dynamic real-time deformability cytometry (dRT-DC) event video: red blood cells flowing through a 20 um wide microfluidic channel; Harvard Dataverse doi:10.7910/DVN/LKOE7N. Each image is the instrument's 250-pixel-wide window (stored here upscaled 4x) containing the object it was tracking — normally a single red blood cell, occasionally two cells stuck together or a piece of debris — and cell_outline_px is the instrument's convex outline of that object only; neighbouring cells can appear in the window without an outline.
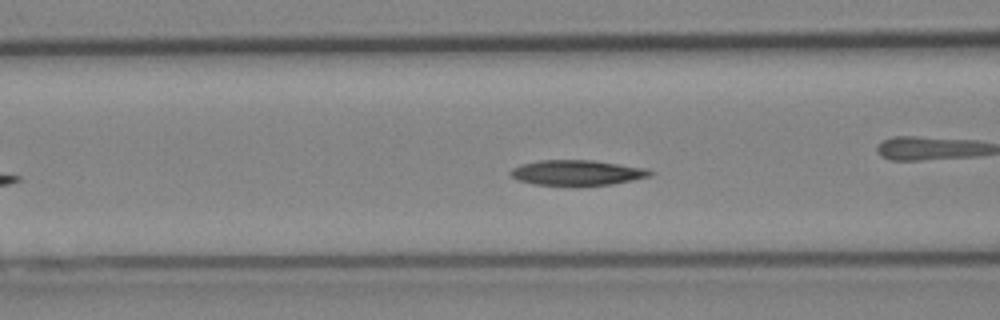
{"species": "Egyptian fruit bat (a non-hibernating species)", "species_latin": "Rousettus aegyptiacus", "temperature_condition": "cold", "stored_images_in_passage": 33, "camera_frame_rate_fps": 3000, "um_per_image_px": 0.085, "animal": {"sex": "female"}, "frame": {"image": 1, "passage_image": 6, "time_ms": 1.667, "image_size_px": [1000, 320], "cell_outline_px": [[652, 176], [612, 184], [532, 184], [516, 180], [508, 172], [512, 168], [520, 164], [540, 160], [592, 160], [644, 168], [652, 172]], "centroid_in_image_um": [48.99, 14.66], "position_along_channel_um": 117.6, "area_um2": 20.11}, "authors_computed_cell_mechanics": {"area_um2": 19.8254, "velocity_mm_per_s": 4.034, "shape_relaxation_time_tau1_ms": 4.324, "shape_relaxation_time_tau2_ms": null, "deformation_change_tau1": 0.1409, "deformation_change_tau2": null}}